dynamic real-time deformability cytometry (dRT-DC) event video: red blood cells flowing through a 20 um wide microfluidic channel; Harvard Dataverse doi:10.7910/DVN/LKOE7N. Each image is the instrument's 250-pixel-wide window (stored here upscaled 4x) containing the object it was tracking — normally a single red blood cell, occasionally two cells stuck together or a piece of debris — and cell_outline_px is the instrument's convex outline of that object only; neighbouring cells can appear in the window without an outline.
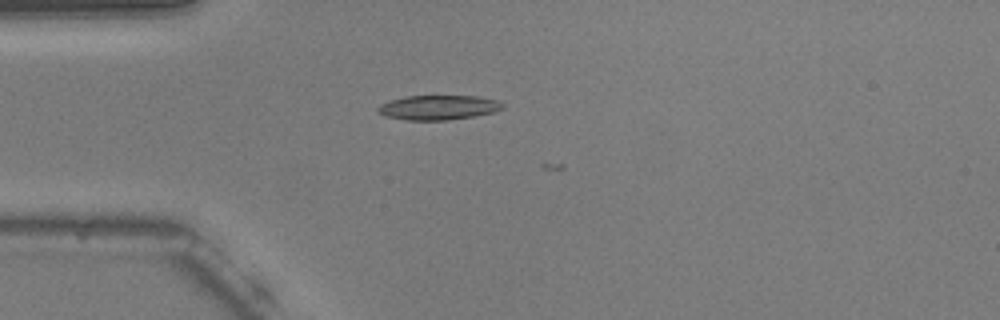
{"species": "common noctule bat (a hibernating species)", "species_latin": "Nyctalus noctula", "temperature_condition": "warm", "stored_images_in_passage": 4, "camera_frame_rate_fps": 3000, "um_per_image_px": 0.085, "animal": {"sex": "male", "body_mass_g": 20.5, "forearm_length_mm": 52.5}, "frame": {"image": 1, "passage_image": 3, "time_ms": 0.667, "image_size_px": [1000, 320], "cell_outline_px": [[504, 108], [496, 112], [448, 120], [404, 120], [384, 116], [376, 112], [376, 108], [380, 104], [404, 96], [476, 96], [496, 100], [504, 104]], "centroid_in_image_um": [37.23, 9.14], "position_along_channel_um": 47.8, "area_um2": 17.98}}